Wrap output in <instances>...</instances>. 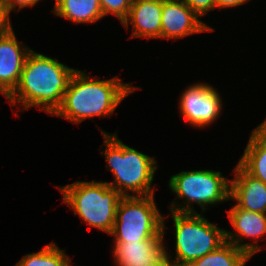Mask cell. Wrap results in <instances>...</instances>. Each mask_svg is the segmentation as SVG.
<instances>
[{"label":"cell","instance_id":"cell-22","mask_svg":"<svg viewBox=\"0 0 266 266\" xmlns=\"http://www.w3.org/2000/svg\"><path fill=\"white\" fill-rule=\"evenodd\" d=\"M249 0H216V8L234 7L246 3Z\"/></svg>","mask_w":266,"mask_h":266},{"label":"cell","instance_id":"cell-2","mask_svg":"<svg viewBox=\"0 0 266 266\" xmlns=\"http://www.w3.org/2000/svg\"><path fill=\"white\" fill-rule=\"evenodd\" d=\"M85 72L76 70L61 105L52 114L73 123H80L94 116H110L117 106L136 87L122 83L119 77L109 80H95Z\"/></svg>","mask_w":266,"mask_h":266},{"label":"cell","instance_id":"cell-17","mask_svg":"<svg viewBox=\"0 0 266 266\" xmlns=\"http://www.w3.org/2000/svg\"><path fill=\"white\" fill-rule=\"evenodd\" d=\"M249 258L251 257L243 250L225 242L217 250L185 266H244Z\"/></svg>","mask_w":266,"mask_h":266},{"label":"cell","instance_id":"cell-7","mask_svg":"<svg viewBox=\"0 0 266 266\" xmlns=\"http://www.w3.org/2000/svg\"><path fill=\"white\" fill-rule=\"evenodd\" d=\"M230 181L223 177L220 171H181L170 178L169 187L179 199L185 198L188 203L180 207L174 201L170 211L196 213L191 202L199 204L205 211L207 205L227 201L230 199ZM174 204L178 207H174Z\"/></svg>","mask_w":266,"mask_h":266},{"label":"cell","instance_id":"cell-10","mask_svg":"<svg viewBox=\"0 0 266 266\" xmlns=\"http://www.w3.org/2000/svg\"><path fill=\"white\" fill-rule=\"evenodd\" d=\"M228 217L231 225L237 231L236 234L225 230L226 242L232 243L238 249L243 250L246 254L252 257L256 252L261 250L260 245L257 243H245L243 244V237L254 238L255 241L258 238L263 237L266 234V214L247 211L234 205L228 211ZM240 242L242 244H240Z\"/></svg>","mask_w":266,"mask_h":266},{"label":"cell","instance_id":"cell-4","mask_svg":"<svg viewBox=\"0 0 266 266\" xmlns=\"http://www.w3.org/2000/svg\"><path fill=\"white\" fill-rule=\"evenodd\" d=\"M63 202L89 226L110 234L123 197L106 182L77 181L59 188Z\"/></svg>","mask_w":266,"mask_h":266},{"label":"cell","instance_id":"cell-19","mask_svg":"<svg viewBox=\"0 0 266 266\" xmlns=\"http://www.w3.org/2000/svg\"><path fill=\"white\" fill-rule=\"evenodd\" d=\"M131 3L132 0H100L103 16L113 13L121 23L128 16Z\"/></svg>","mask_w":266,"mask_h":266},{"label":"cell","instance_id":"cell-11","mask_svg":"<svg viewBox=\"0 0 266 266\" xmlns=\"http://www.w3.org/2000/svg\"><path fill=\"white\" fill-rule=\"evenodd\" d=\"M164 234L148 240L114 243L113 256L118 266H158L166 259Z\"/></svg>","mask_w":266,"mask_h":266},{"label":"cell","instance_id":"cell-18","mask_svg":"<svg viewBox=\"0 0 266 266\" xmlns=\"http://www.w3.org/2000/svg\"><path fill=\"white\" fill-rule=\"evenodd\" d=\"M70 260L63 250L51 242L37 253L26 254L15 266H70Z\"/></svg>","mask_w":266,"mask_h":266},{"label":"cell","instance_id":"cell-9","mask_svg":"<svg viewBox=\"0 0 266 266\" xmlns=\"http://www.w3.org/2000/svg\"><path fill=\"white\" fill-rule=\"evenodd\" d=\"M203 31L213 28L200 21L184 0H162L161 38H183Z\"/></svg>","mask_w":266,"mask_h":266},{"label":"cell","instance_id":"cell-8","mask_svg":"<svg viewBox=\"0 0 266 266\" xmlns=\"http://www.w3.org/2000/svg\"><path fill=\"white\" fill-rule=\"evenodd\" d=\"M179 100L183 119L194 127H204L214 122L222 109V100L214 87L197 83L190 85Z\"/></svg>","mask_w":266,"mask_h":266},{"label":"cell","instance_id":"cell-6","mask_svg":"<svg viewBox=\"0 0 266 266\" xmlns=\"http://www.w3.org/2000/svg\"><path fill=\"white\" fill-rule=\"evenodd\" d=\"M164 221L156 207L154 194L125 196L118 204L114 226L109 235L115 236V243L148 240L157 234H165Z\"/></svg>","mask_w":266,"mask_h":266},{"label":"cell","instance_id":"cell-1","mask_svg":"<svg viewBox=\"0 0 266 266\" xmlns=\"http://www.w3.org/2000/svg\"><path fill=\"white\" fill-rule=\"evenodd\" d=\"M75 72L76 69L32 50L26 58L18 85L7 99L12 106L22 103L24 110L41 106V110L52 115L61 105Z\"/></svg>","mask_w":266,"mask_h":266},{"label":"cell","instance_id":"cell-20","mask_svg":"<svg viewBox=\"0 0 266 266\" xmlns=\"http://www.w3.org/2000/svg\"><path fill=\"white\" fill-rule=\"evenodd\" d=\"M187 6L198 16H204L210 10L216 9V0H184Z\"/></svg>","mask_w":266,"mask_h":266},{"label":"cell","instance_id":"cell-5","mask_svg":"<svg viewBox=\"0 0 266 266\" xmlns=\"http://www.w3.org/2000/svg\"><path fill=\"white\" fill-rule=\"evenodd\" d=\"M175 226L176 258L174 266H185L217 250L226 242L225 230L213 225L199 213L171 211Z\"/></svg>","mask_w":266,"mask_h":266},{"label":"cell","instance_id":"cell-12","mask_svg":"<svg viewBox=\"0 0 266 266\" xmlns=\"http://www.w3.org/2000/svg\"><path fill=\"white\" fill-rule=\"evenodd\" d=\"M32 50L19 46L12 30L0 37V92L7 98L20 80L26 58Z\"/></svg>","mask_w":266,"mask_h":266},{"label":"cell","instance_id":"cell-15","mask_svg":"<svg viewBox=\"0 0 266 266\" xmlns=\"http://www.w3.org/2000/svg\"><path fill=\"white\" fill-rule=\"evenodd\" d=\"M238 164L266 184V120L252 131Z\"/></svg>","mask_w":266,"mask_h":266},{"label":"cell","instance_id":"cell-21","mask_svg":"<svg viewBox=\"0 0 266 266\" xmlns=\"http://www.w3.org/2000/svg\"><path fill=\"white\" fill-rule=\"evenodd\" d=\"M7 7L8 11L11 12L13 9H16L17 6L19 10L27 6H34L40 0H2Z\"/></svg>","mask_w":266,"mask_h":266},{"label":"cell","instance_id":"cell-13","mask_svg":"<svg viewBox=\"0 0 266 266\" xmlns=\"http://www.w3.org/2000/svg\"><path fill=\"white\" fill-rule=\"evenodd\" d=\"M234 171V179L230 181V199H235L239 208L266 214V184L239 164Z\"/></svg>","mask_w":266,"mask_h":266},{"label":"cell","instance_id":"cell-16","mask_svg":"<svg viewBox=\"0 0 266 266\" xmlns=\"http://www.w3.org/2000/svg\"><path fill=\"white\" fill-rule=\"evenodd\" d=\"M54 14L75 23H94L103 18L100 0H56Z\"/></svg>","mask_w":266,"mask_h":266},{"label":"cell","instance_id":"cell-3","mask_svg":"<svg viewBox=\"0 0 266 266\" xmlns=\"http://www.w3.org/2000/svg\"><path fill=\"white\" fill-rule=\"evenodd\" d=\"M107 167L114 175V182H106L115 188L123 197L125 196H150L154 194L152 181L157 168L154 157L145 155L134 148L123 144L117 134L103 132ZM127 192H134L130 195Z\"/></svg>","mask_w":266,"mask_h":266},{"label":"cell","instance_id":"cell-23","mask_svg":"<svg viewBox=\"0 0 266 266\" xmlns=\"http://www.w3.org/2000/svg\"><path fill=\"white\" fill-rule=\"evenodd\" d=\"M158 266H174V264L166 258L162 263H160Z\"/></svg>","mask_w":266,"mask_h":266},{"label":"cell","instance_id":"cell-14","mask_svg":"<svg viewBox=\"0 0 266 266\" xmlns=\"http://www.w3.org/2000/svg\"><path fill=\"white\" fill-rule=\"evenodd\" d=\"M162 0H132L122 24L133 26L132 37L161 38Z\"/></svg>","mask_w":266,"mask_h":266}]
</instances>
